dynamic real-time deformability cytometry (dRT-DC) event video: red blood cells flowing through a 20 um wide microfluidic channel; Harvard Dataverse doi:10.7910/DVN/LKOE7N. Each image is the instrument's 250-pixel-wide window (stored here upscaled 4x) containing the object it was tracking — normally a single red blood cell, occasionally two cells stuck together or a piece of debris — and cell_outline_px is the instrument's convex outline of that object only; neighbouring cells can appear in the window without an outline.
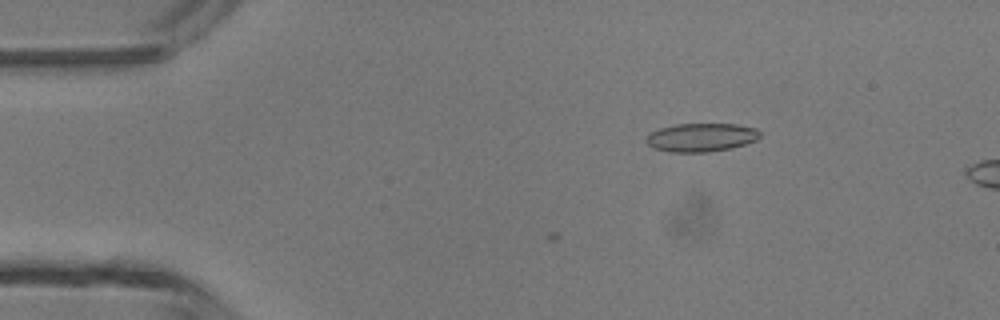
{"species": "common noctule bat (a hibernating species)", "species_latin": "Nyctalus noctula", "temperature_condition": "room temperature", "stored_images_in_passage": 3, "camera_frame_rate_fps": 3000, "um_per_image_px": 0.085, "animal": {"sex": "male", "body_mass_g": 13.3}, "frame": {"image": 1, "passage_image": 3, "time_ms": 0.667, "image_size_px": [1000, 320], "cell_outline_px": [[760, 136], [756, 140], [732, 148], [704, 152], [668, 152], [652, 148], [644, 140], [652, 132], [660, 128], [676, 124], [736, 124], [756, 128], [760, 132]], "centroid_in_image_um": [59.59, 11.68], "position_along_channel_um": 25.4, "area_um2": 18.84}}